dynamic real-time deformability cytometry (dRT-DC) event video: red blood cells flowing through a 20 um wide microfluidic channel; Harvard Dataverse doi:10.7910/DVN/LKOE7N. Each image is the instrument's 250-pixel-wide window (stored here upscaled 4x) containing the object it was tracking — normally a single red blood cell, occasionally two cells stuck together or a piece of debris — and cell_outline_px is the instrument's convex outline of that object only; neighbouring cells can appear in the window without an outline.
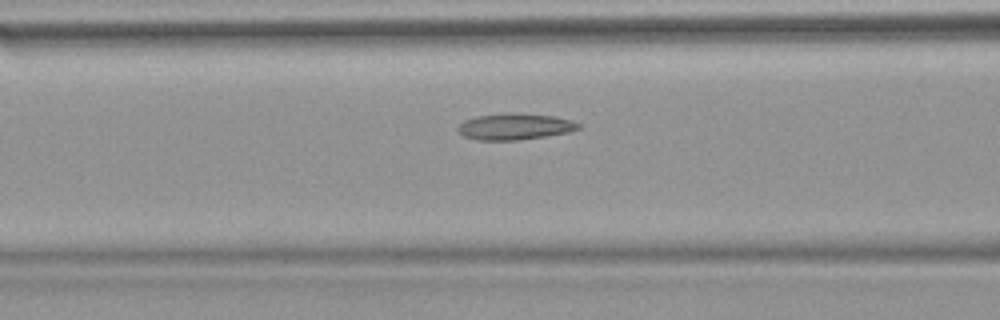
{"species": "common noctule bat (a hibernating species)", "species_latin": "Nyctalus noctula", "temperature_condition": "warm", "stored_images_in_passage": 52, "camera_frame_rate_fps": 3000, "um_per_image_px": 0.085, "animal": {"sex": "female", "body_mass_g": 18.4}, "frame": {"image": 1, "passage_image": 20, "time_ms": 6.333, "image_size_px": [1000, 320], "cell_outline_px": [[584, 124], [580, 128], [568, 132], [520, 140], [476, 140], [464, 136], [456, 128], [464, 120], [476, 116], [508, 112], [520, 112], [556, 116], [572, 120]], "centroid_in_image_um": [43.79, 10.74], "position_along_channel_um": 122.8, "area_um2": 18.84}}
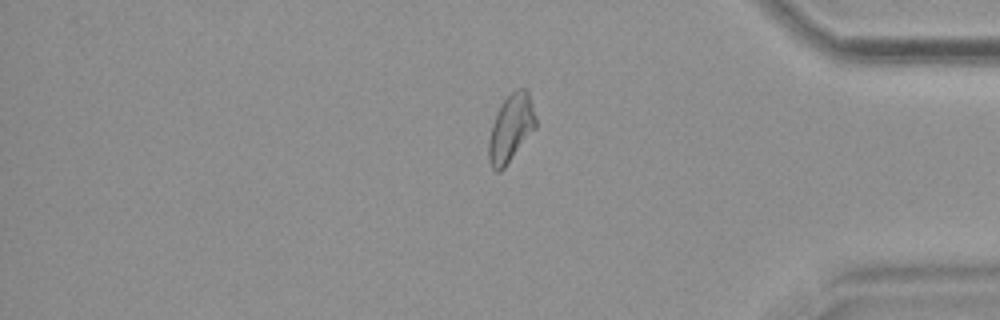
{"frame": {"image": 2, "passage_image": 43, "time_ms": 14.0, "image_size_px": [1000, 320], "cell_outline_px": [[536, 128], [504, 168], [500, 172], [496, 172], [492, 168], [488, 160], [488, 140], [492, 124], [504, 100], [516, 88], [528, 88], [536, 120]], "centroid_in_image_um": [43.43, 10.91], "position_along_channel_um": 391.8, "area_um2": 18.44}}
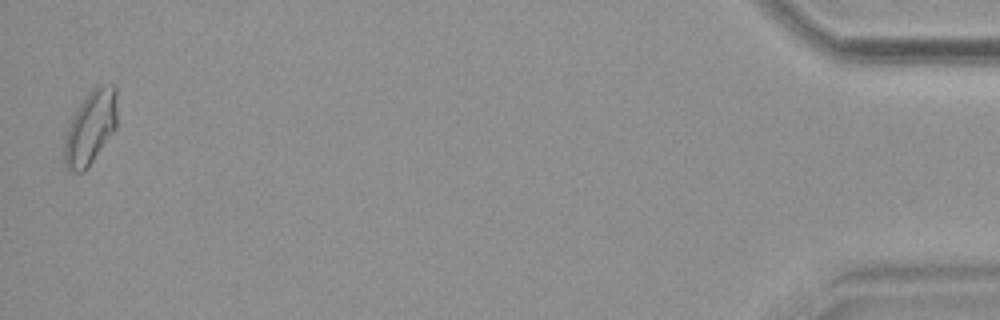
{"frame": {"image": 3, "passage_image": 51, "time_ms": 16.667, "image_size_px": [1000, 320], "cell_outline_px": [[116, 128], [88, 168], [84, 172], [76, 172], [68, 168], [64, 164], [64, 144], [68, 128], [80, 104], [88, 92], [92, 88], [100, 84], [112, 84], [116, 88]], "centroid_in_image_um": [7.71, 10.84], "position_along_channel_um": 427.5, "area_um2": 22.43}, "authors_computed_cell_mechanics": {"area_um2": 18.8717, "velocity_mm_per_s": 3.8031, "shape_relaxation_time_tau1_ms": null, "shape_relaxation_time_tau2_ms": 3.1485, "deformation_change_tau1": null, "deformation_change_tau2": 0.1037}}